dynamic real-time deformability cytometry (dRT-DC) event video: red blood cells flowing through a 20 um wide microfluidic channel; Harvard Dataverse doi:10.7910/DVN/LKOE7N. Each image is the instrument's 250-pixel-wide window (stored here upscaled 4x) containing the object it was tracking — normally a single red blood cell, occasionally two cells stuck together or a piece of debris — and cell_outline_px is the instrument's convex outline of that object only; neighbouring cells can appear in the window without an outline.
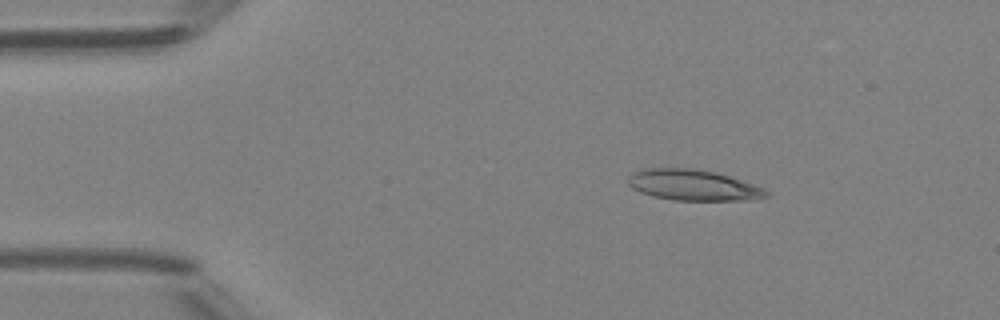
{"species": "Egyptian fruit bat (a non-hibernating species)", "species_latin": "Rousettus aegyptiacus", "temperature_condition": "room temperature", "stored_images_in_passage": 45, "camera_frame_rate_fps": 3000, "um_per_image_px": 0.085, "animal": {"sex": "female"}, "frame": {"image": 1, "passage_image": 5, "time_ms": 1.333, "image_size_px": [1000, 320], "cell_outline_px": [[772, 196], [756, 200], [672, 200], [652, 196], [640, 192], [632, 188], [628, 184], [628, 176], [632, 172], [644, 168], [696, 168], [716, 172], [764, 188]], "centroid_in_image_um": [58.92, 15.74], "position_along_channel_um": 26.1, "area_um2": 25.09}}
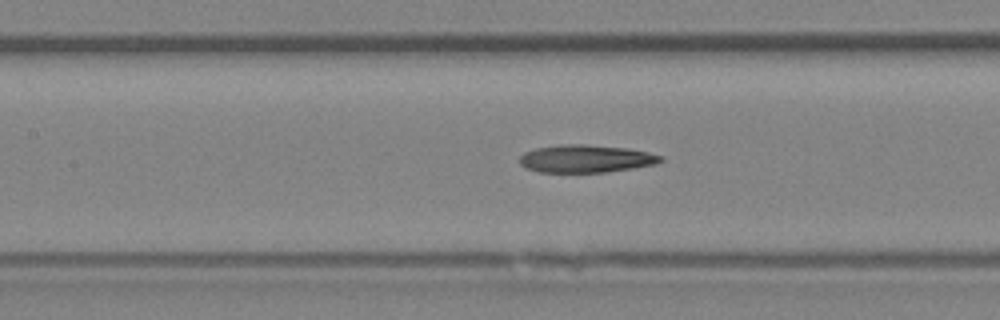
{"frame": {"image": 2, "passage_image": 19, "time_ms": 6.0, "image_size_px": [1000, 320], "cell_outline_px": [[664, 160], [656, 164], [632, 168], [604, 172], [540, 172], [528, 168], [520, 164], [520, 156], [524, 152], [536, 148], [564, 144], [584, 144], [624, 148], [648, 152], [664, 156]], "centroid_in_image_um": [49.82, 13.49], "position_along_channel_um": 157.6, "area_um2": 22.6}}
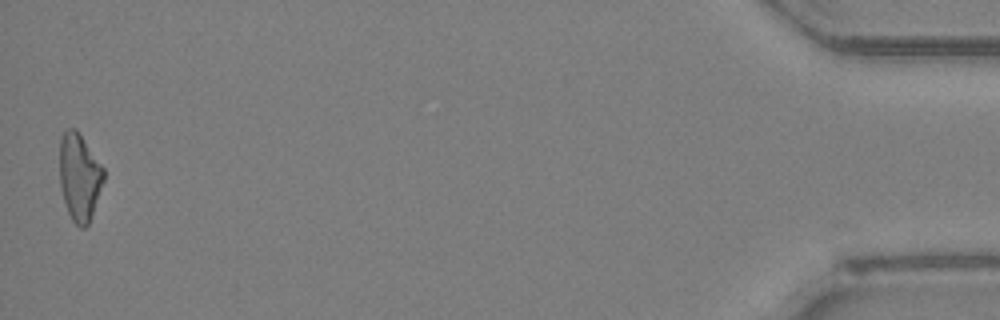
{"frame": {"image": 3, "passage_image": 45, "time_ms": 14.667, "image_size_px": [1000, 320], "cell_outline_px": [[104, 180], [88, 224], [84, 228], [80, 228], [72, 220], [68, 212], [60, 188], [60, 136], [68, 128], [76, 128], [104, 168]], "centroid_in_image_um": [6.74, 15.02], "position_along_channel_um": 428.5, "area_um2": 22.25}, "authors_computed_cell_mechanics": {"area_um2": 23.2356, "velocity_mm_per_s": 4.2393, "shape_relaxation_time_tau1_ms": null, "shape_relaxation_time_tau2_ms": 8.9985, "deformation_change_tau1": null, "deformation_change_tau2": 0.2485}}